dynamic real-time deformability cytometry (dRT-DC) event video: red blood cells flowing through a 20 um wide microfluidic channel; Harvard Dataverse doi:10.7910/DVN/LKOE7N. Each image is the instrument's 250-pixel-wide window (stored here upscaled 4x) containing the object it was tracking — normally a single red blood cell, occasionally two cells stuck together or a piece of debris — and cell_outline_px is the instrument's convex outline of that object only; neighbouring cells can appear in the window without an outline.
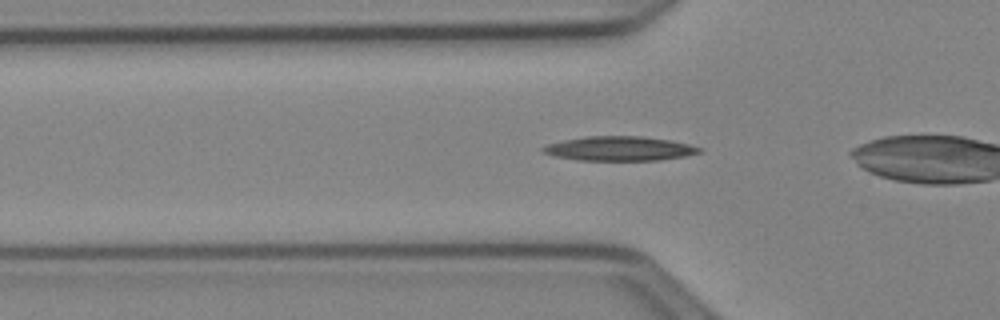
{"species": "Egyptian fruit bat (a non-hibernating species)", "species_latin": "Rousettus aegyptiacus", "temperature_condition": "cold", "stored_images_in_passage": 37, "camera_frame_rate_fps": 3000, "um_per_image_px": 0.085, "animal": {"sex": "female"}, "frame": {"image": 1, "passage_image": 13, "time_ms": 4.0, "image_size_px": [1000, 320], "cell_outline_px": [[700, 152], [684, 156], [660, 160], [576, 160], [552, 156], [544, 152], [540, 148], [548, 144], [564, 140], [588, 136], [640, 136], [668, 140], [688, 144], [700, 148]], "centroid_in_image_um": [52.6, 12.63], "position_along_channel_um": 73.2, "area_um2": 21.96}}
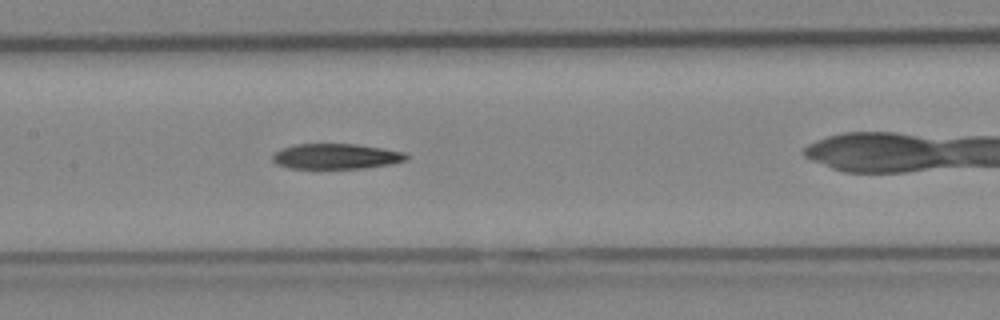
{"frame": {"image": 2, "passage_image": 21, "time_ms": 6.667, "image_size_px": [1000, 320], "cell_outline_px": [[408, 160], [392, 164], [364, 168], [288, 168], [276, 164], [272, 160], [272, 156], [276, 152], [284, 148], [296, 144], [356, 144], [404, 152], [408, 156]], "centroid_in_image_um": [28.58, 13.29], "position_along_channel_um": 178.8, "area_um2": 19.65}}
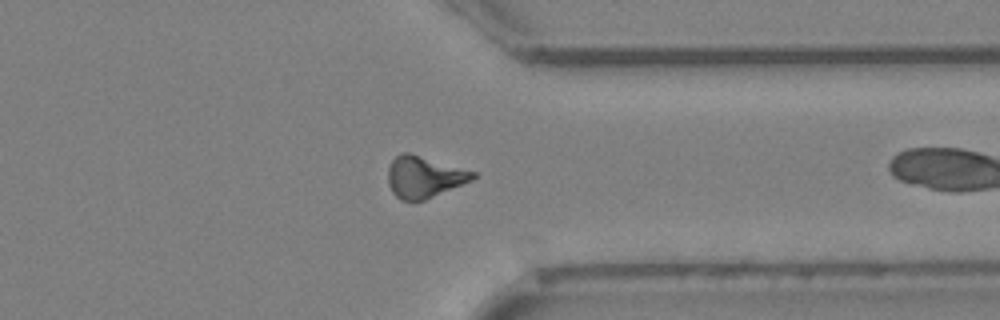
{"frame": {"image": 3, "passage_image": 36, "time_ms": 11.667, "image_size_px": [1000, 320], "cell_outline_px": [[476, 176], [472, 180], [424, 200], [400, 200], [392, 192], [388, 184], [388, 168], [392, 160], [400, 152], [408, 152], [476, 172]], "centroid_in_image_um": [36.02, 15.03], "position_along_channel_um": 375.4, "area_um2": 20.35}}